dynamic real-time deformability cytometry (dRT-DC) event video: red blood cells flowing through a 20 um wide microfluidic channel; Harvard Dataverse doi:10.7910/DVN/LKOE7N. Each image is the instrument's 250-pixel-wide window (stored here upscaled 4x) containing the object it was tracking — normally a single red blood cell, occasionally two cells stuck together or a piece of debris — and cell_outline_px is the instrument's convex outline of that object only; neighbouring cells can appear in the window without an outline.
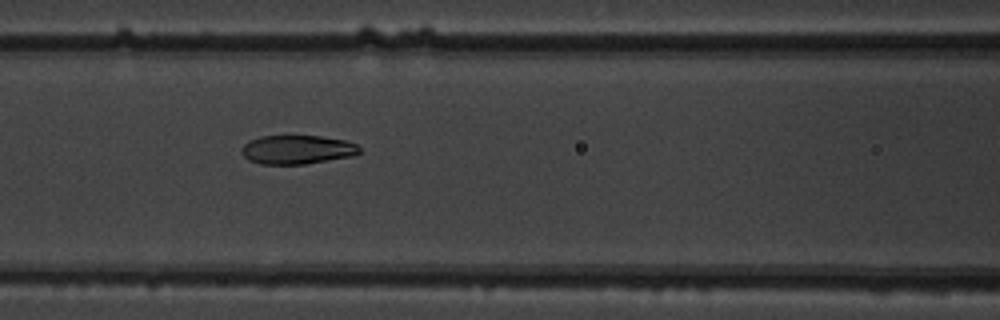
{"species": "common noctule bat (a hibernating species)", "species_latin": "Nyctalus noctula", "temperature_condition": "warm", "stored_images_in_passage": 14, "camera_frame_rate_fps": 3000, "um_per_image_px": 0.085, "animal": {"sex": "male", "body_mass_g": 19.5, "forearm_length_mm": 54.6}, "frame": {"image": 1, "passage_image": 8, "time_ms": 2.333, "image_size_px": [1000, 320], "cell_outline_px": [[360, 152], [352, 156], [304, 164], [260, 164], [248, 160], [240, 152], [240, 148], [248, 140], [260, 136], [320, 136], [344, 140], [356, 144], [360, 148]], "centroid_in_image_um": [25.2, 12.71], "position_along_channel_um": 141.4, "area_um2": 19.88}}